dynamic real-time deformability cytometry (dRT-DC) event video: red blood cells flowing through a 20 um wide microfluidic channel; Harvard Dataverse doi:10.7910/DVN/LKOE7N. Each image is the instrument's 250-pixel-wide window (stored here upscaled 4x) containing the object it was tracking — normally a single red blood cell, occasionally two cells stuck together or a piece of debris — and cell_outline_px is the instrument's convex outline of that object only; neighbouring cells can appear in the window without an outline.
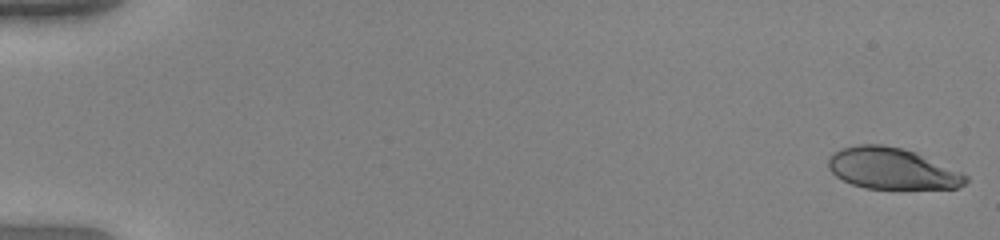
{"species": "human", "species_latin": "Homo sapiens", "temperature_condition": "warm", "stored_images_in_passage": 53, "camera_frame_rate_fps": 3000, "um_per_image_px": 0.085, "donor": {"sex": "female"}, "frame": {"image": 1, "passage_image": 1, "time_ms": 0.0, "image_size_px": [1000, 240], "cell_outline_px": [[968, 180], [964, 184], [956, 188], [864, 188], [852, 184], [836, 176], [828, 168], [828, 160], [832, 152], [840, 148], [856, 144], [884, 144], [904, 148], [916, 152], [960, 172], [968, 176]], "centroid_in_image_um": [75.78, 14.3], "position_along_channel_um": 9.2, "area_um2": 33.0}}
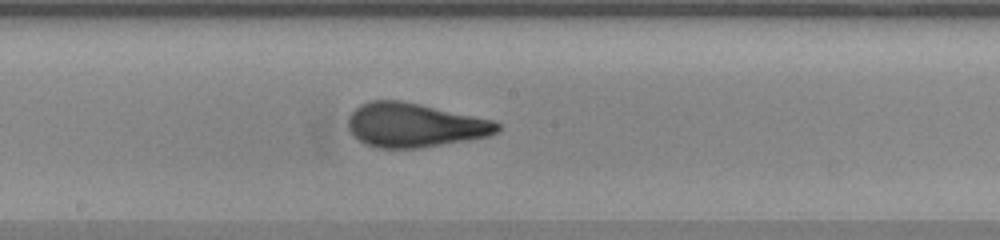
{"frame": {"image": 2, "passage_image": 30, "time_ms": 9.667, "image_size_px": [1000, 240], "cell_outline_px": [[500, 128], [496, 132], [488, 136], [468, 140], [420, 148], [376, 148], [364, 144], [352, 136], [348, 128], [348, 116], [360, 104], [372, 100], [400, 100], [420, 104], [496, 120], [500, 124]], "centroid_in_image_um": [35.22, 10.64], "position_along_channel_um": 213.0, "area_um2": 38.67}}
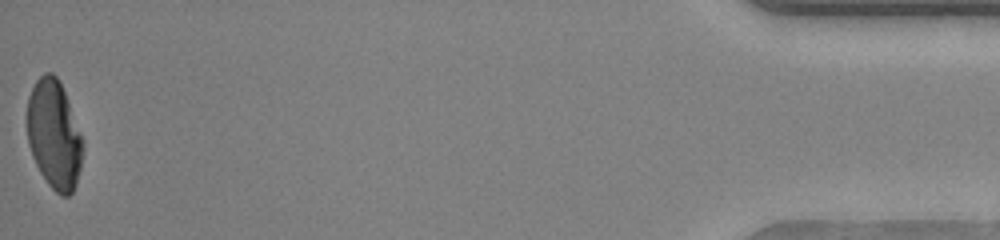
{"frame": {"image": 3, "passage_image": 53, "time_ms": 17.333, "image_size_px": [1000, 240], "cell_outline_px": [[84, 148], [80, 168], [76, 184], [72, 192], [68, 196], [60, 196], [48, 184], [40, 172], [32, 156], [28, 144], [28, 96], [36, 80], [44, 72], [52, 72], [60, 80], [84, 140]], "centroid_in_image_um": [4.62, 11.44], "position_along_channel_um": 430.6, "area_um2": 35.49}, "authors_computed_cell_mechanics": {"area_um2": 36.8186, "velocity_mm_per_s": 3.9743, "shape_relaxation_time_tau1_ms": 5.3158, "shape_relaxation_time_tau2_ms": 0.8919, "deformation_change_tau1": 0.2336, "deformation_change_tau2": 0.0662}}